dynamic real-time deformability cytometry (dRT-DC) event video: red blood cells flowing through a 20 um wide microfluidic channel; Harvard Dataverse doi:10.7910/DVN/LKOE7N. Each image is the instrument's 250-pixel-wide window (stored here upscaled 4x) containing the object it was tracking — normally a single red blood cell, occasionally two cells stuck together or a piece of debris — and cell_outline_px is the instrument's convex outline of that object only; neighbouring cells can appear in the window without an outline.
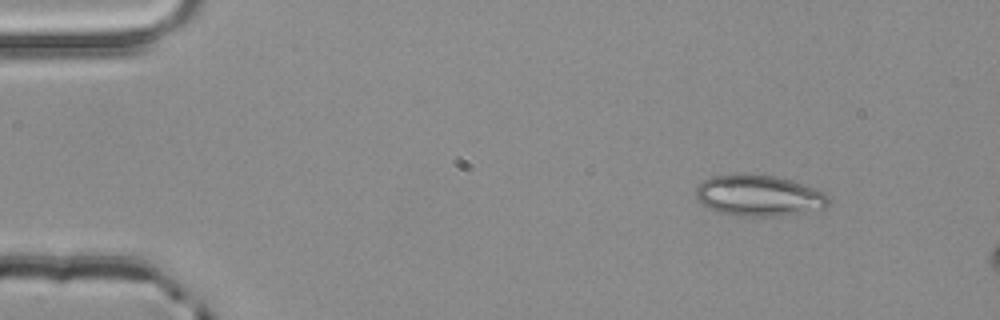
{"species": "common noctule bat (a hibernating species)", "species_latin": "Nyctalus noctula", "temperature_condition": "room temperature", "stored_images_in_passage": 2, "camera_frame_rate_fps": 3000, "um_per_image_px": 0.085, "animal": {"sex": "male", "body_mass_g": 20.4}, "frame": {"image": 1, "passage_image": 1, "time_ms": 0.0, "image_size_px": [1000, 320], "cell_outline_px": [[828, 204], [824, 208], [784, 216], [736, 216], [716, 212], [704, 208], [696, 200], [696, 188], [704, 180], [712, 176], [772, 176], [792, 180], [816, 188], [824, 192], [828, 196]], "centroid_in_image_um": [64.49, 16.67], "position_along_channel_um": 20.5, "area_um2": 31.62}}